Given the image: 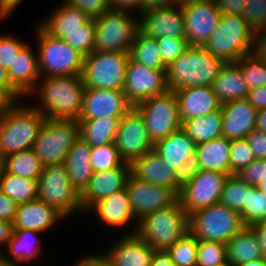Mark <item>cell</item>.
<instances>
[{
    "label": "cell",
    "mask_w": 266,
    "mask_h": 266,
    "mask_svg": "<svg viewBox=\"0 0 266 266\" xmlns=\"http://www.w3.org/2000/svg\"><path fill=\"white\" fill-rule=\"evenodd\" d=\"M84 93L82 76L69 75L41 78L30 95H36L39 105L32 106L46 118L78 120Z\"/></svg>",
    "instance_id": "cell-1"
},
{
    "label": "cell",
    "mask_w": 266,
    "mask_h": 266,
    "mask_svg": "<svg viewBox=\"0 0 266 266\" xmlns=\"http://www.w3.org/2000/svg\"><path fill=\"white\" fill-rule=\"evenodd\" d=\"M256 38L243 15H222L203 47L224 63H233L255 52Z\"/></svg>",
    "instance_id": "cell-2"
},
{
    "label": "cell",
    "mask_w": 266,
    "mask_h": 266,
    "mask_svg": "<svg viewBox=\"0 0 266 266\" xmlns=\"http://www.w3.org/2000/svg\"><path fill=\"white\" fill-rule=\"evenodd\" d=\"M46 117L29 104L17 103L0 117V162L32 149Z\"/></svg>",
    "instance_id": "cell-3"
},
{
    "label": "cell",
    "mask_w": 266,
    "mask_h": 266,
    "mask_svg": "<svg viewBox=\"0 0 266 266\" xmlns=\"http://www.w3.org/2000/svg\"><path fill=\"white\" fill-rule=\"evenodd\" d=\"M224 62L212 56L204 47L189 46L166 68L168 89L211 86Z\"/></svg>",
    "instance_id": "cell-4"
},
{
    "label": "cell",
    "mask_w": 266,
    "mask_h": 266,
    "mask_svg": "<svg viewBox=\"0 0 266 266\" xmlns=\"http://www.w3.org/2000/svg\"><path fill=\"white\" fill-rule=\"evenodd\" d=\"M189 233V216L179 200L138 220L135 234L155 250H167Z\"/></svg>",
    "instance_id": "cell-5"
},
{
    "label": "cell",
    "mask_w": 266,
    "mask_h": 266,
    "mask_svg": "<svg viewBox=\"0 0 266 266\" xmlns=\"http://www.w3.org/2000/svg\"><path fill=\"white\" fill-rule=\"evenodd\" d=\"M36 25L34 35L38 43L36 46L41 78L81 75L84 56L63 39L53 37L38 23Z\"/></svg>",
    "instance_id": "cell-6"
},
{
    "label": "cell",
    "mask_w": 266,
    "mask_h": 266,
    "mask_svg": "<svg viewBox=\"0 0 266 266\" xmlns=\"http://www.w3.org/2000/svg\"><path fill=\"white\" fill-rule=\"evenodd\" d=\"M79 136L80 124L77 120L46 118L32 150L44 167L63 164Z\"/></svg>",
    "instance_id": "cell-7"
},
{
    "label": "cell",
    "mask_w": 266,
    "mask_h": 266,
    "mask_svg": "<svg viewBox=\"0 0 266 266\" xmlns=\"http://www.w3.org/2000/svg\"><path fill=\"white\" fill-rule=\"evenodd\" d=\"M244 227L239 212L229 209L220 202L189 216V232L198 240L226 244Z\"/></svg>",
    "instance_id": "cell-8"
},
{
    "label": "cell",
    "mask_w": 266,
    "mask_h": 266,
    "mask_svg": "<svg viewBox=\"0 0 266 266\" xmlns=\"http://www.w3.org/2000/svg\"><path fill=\"white\" fill-rule=\"evenodd\" d=\"M135 17V18H134ZM95 50L129 53L139 31V17L109 10L94 18Z\"/></svg>",
    "instance_id": "cell-9"
},
{
    "label": "cell",
    "mask_w": 266,
    "mask_h": 266,
    "mask_svg": "<svg viewBox=\"0 0 266 266\" xmlns=\"http://www.w3.org/2000/svg\"><path fill=\"white\" fill-rule=\"evenodd\" d=\"M129 53L94 50L84 56L82 78L85 88L123 90Z\"/></svg>",
    "instance_id": "cell-10"
},
{
    "label": "cell",
    "mask_w": 266,
    "mask_h": 266,
    "mask_svg": "<svg viewBox=\"0 0 266 266\" xmlns=\"http://www.w3.org/2000/svg\"><path fill=\"white\" fill-rule=\"evenodd\" d=\"M38 198L53 206L65 218L82 213L80 194L72 186L64 164L48 165L38 178Z\"/></svg>",
    "instance_id": "cell-11"
},
{
    "label": "cell",
    "mask_w": 266,
    "mask_h": 266,
    "mask_svg": "<svg viewBox=\"0 0 266 266\" xmlns=\"http://www.w3.org/2000/svg\"><path fill=\"white\" fill-rule=\"evenodd\" d=\"M229 175L217 171L192 169L183 178L179 202L190 216L198 210L219 203Z\"/></svg>",
    "instance_id": "cell-12"
},
{
    "label": "cell",
    "mask_w": 266,
    "mask_h": 266,
    "mask_svg": "<svg viewBox=\"0 0 266 266\" xmlns=\"http://www.w3.org/2000/svg\"><path fill=\"white\" fill-rule=\"evenodd\" d=\"M143 117L149 139L154 144L182 127L174 91L148 98L134 107Z\"/></svg>",
    "instance_id": "cell-13"
},
{
    "label": "cell",
    "mask_w": 266,
    "mask_h": 266,
    "mask_svg": "<svg viewBox=\"0 0 266 266\" xmlns=\"http://www.w3.org/2000/svg\"><path fill=\"white\" fill-rule=\"evenodd\" d=\"M124 92L127 100L135 107L140 102L166 93V70H156L143 64L128 61Z\"/></svg>",
    "instance_id": "cell-14"
},
{
    "label": "cell",
    "mask_w": 266,
    "mask_h": 266,
    "mask_svg": "<svg viewBox=\"0 0 266 266\" xmlns=\"http://www.w3.org/2000/svg\"><path fill=\"white\" fill-rule=\"evenodd\" d=\"M114 144L128 163L153 150L143 117L134 107L121 118Z\"/></svg>",
    "instance_id": "cell-15"
},
{
    "label": "cell",
    "mask_w": 266,
    "mask_h": 266,
    "mask_svg": "<svg viewBox=\"0 0 266 266\" xmlns=\"http://www.w3.org/2000/svg\"><path fill=\"white\" fill-rule=\"evenodd\" d=\"M130 205L135 219L174 205L179 195L172 189L142 181L132 174L126 183Z\"/></svg>",
    "instance_id": "cell-16"
},
{
    "label": "cell",
    "mask_w": 266,
    "mask_h": 266,
    "mask_svg": "<svg viewBox=\"0 0 266 266\" xmlns=\"http://www.w3.org/2000/svg\"><path fill=\"white\" fill-rule=\"evenodd\" d=\"M182 11L189 46L203 47L222 16L215 0H201Z\"/></svg>",
    "instance_id": "cell-17"
},
{
    "label": "cell",
    "mask_w": 266,
    "mask_h": 266,
    "mask_svg": "<svg viewBox=\"0 0 266 266\" xmlns=\"http://www.w3.org/2000/svg\"><path fill=\"white\" fill-rule=\"evenodd\" d=\"M132 108L124 90L85 88L78 119L123 117Z\"/></svg>",
    "instance_id": "cell-18"
},
{
    "label": "cell",
    "mask_w": 266,
    "mask_h": 266,
    "mask_svg": "<svg viewBox=\"0 0 266 266\" xmlns=\"http://www.w3.org/2000/svg\"><path fill=\"white\" fill-rule=\"evenodd\" d=\"M139 16V31L146 36L186 39L182 8L171 6L144 10Z\"/></svg>",
    "instance_id": "cell-19"
},
{
    "label": "cell",
    "mask_w": 266,
    "mask_h": 266,
    "mask_svg": "<svg viewBox=\"0 0 266 266\" xmlns=\"http://www.w3.org/2000/svg\"><path fill=\"white\" fill-rule=\"evenodd\" d=\"M153 151L183 178L192 170L196 143L182 130L158 140Z\"/></svg>",
    "instance_id": "cell-20"
},
{
    "label": "cell",
    "mask_w": 266,
    "mask_h": 266,
    "mask_svg": "<svg viewBox=\"0 0 266 266\" xmlns=\"http://www.w3.org/2000/svg\"><path fill=\"white\" fill-rule=\"evenodd\" d=\"M130 174L131 164L128 162L121 167L94 172L88 186L80 194L83 211L87 212L95 203L126 188Z\"/></svg>",
    "instance_id": "cell-21"
},
{
    "label": "cell",
    "mask_w": 266,
    "mask_h": 266,
    "mask_svg": "<svg viewBox=\"0 0 266 266\" xmlns=\"http://www.w3.org/2000/svg\"><path fill=\"white\" fill-rule=\"evenodd\" d=\"M130 164L131 174L134 177L151 184L170 188L178 195L180 194L183 177L166 165L153 150L134 159Z\"/></svg>",
    "instance_id": "cell-22"
},
{
    "label": "cell",
    "mask_w": 266,
    "mask_h": 266,
    "mask_svg": "<svg viewBox=\"0 0 266 266\" xmlns=\"http://www.w3.org/2000/svg\"><path fill=\"white\" fill-rule=\"evenodd\" d=\"M64 219L66 218L53 206L37 198L18 204L13 228L14 230L25 229L44 233L55 228L53 226Z\"/></svg>",
    "instance_id": "cell-23"
},
{
    "label": "cell",
    "mask_w": 266,
    "mask_h": 266,
    "mask_svg": "<svg viewBox=\"0 0 266 266\" xmlns=\"http://www.w3.org/2000/svg\"><path fill=\"white\" fill-rule=\"evenodd\" d=\"M90 209V211L93 210L92 212L103 223V226L111 229L126 228L128 224L130 225V223L134 222L135 228L127 234H135L138 221H136L133 215L126 188L95 203Z\"/></svg>",
    "instance_id": "cell-24"
},
{
    "label": "cell",
    "mask_w": 266,
    "mask_h": 266,
    "mask_svg": "<svg viewBox=\"0 0 266 266\" xmlns=\"http://www.w3.org/2000/svg\"><path fill=\"white\" fill-rule=\"evenodd\" d=\"M181 121L189 120L222 108L211 86L185 87L174 91Z\"/></svg>",
    "instance_id": "cell-25"
},
{
    "label": "cell",
    "mask_w": 266,
    "mask_h": 266,
    "mask_svg": "<svg viewBox=\"0 0 266 266\" xmlns=\"http://www.w3.org/2000/svg\"><path fill=\"white\" fill-rule=\"evenodd\" d=\"M222 112L223 138H246L255 129L258 110L246 98L222 104Z\"/></svg>",
    "instance_id": "cell-26"
},
{
    "label": "cell",
    "mask_w": 266,
    "mask_h": 266,
    "mask_svg": "<svg viewBox=\"0 0 266 266\" xmlns=\"http://www.w3.org/2000/svg\"><path fill=\"white\" fill-rule=\"evenodd\" d=\"M155 249L136 234L116 239L105 253L115 266H150Z\"/></svg>",
    "instance_id": "cell-27"
},
{
    "label": "cell",
    "mask_w": 266,
    "mask_h": 266,
    "mask_svg": "<svg viewBox=\"0 0 266 266\" xmlns=\"http://www.w3.org/2000/svg\"><path fill=\"white\" fill-rule=\"evenodd\" d=\"M11 84L25 97L30 96L41 79L37 53L25 45L7 70Z\"/></svg>",
    "instance_id": "cell-28"
},
{
    "label": "cell",
    "mask_w": 266,
    "mask_h": 266,
    "mask_svg": "<svg viewBox=\"0 0 266 266\" xmlns=\"http://www.w3.org/2000/svg\"><path fill=\"white\" fill-rule=\"evenodd\" d=\"M231 140L220 137L196 144L192 169L217 171L230 175Z\"/></svg>",
    "instance_id": "cell-29"
},
{
    "label": "cell",
    "mask_w": 266,
    "mask_h": 266,
    "mask_svg": "<svg viewBox=\"0 0 266 266\" xmlns=\"http://www.w3.org/2000/svg\"><path fill=\"white\" fill-rule=\"evenodd\" d=\"M91 147L79 136L64 161L72 186L81 194L88 186L94 171L91 165Z\"/></svg>",
    "instance_id": "cell-30"
},
{
    "label": "cell",
    "mask_w": 266,
    "mask_h": 266,
    "mask_svg": "<svg viewBox=\"0 0 266 266\" xmlns=\"http://www.w3.org/2000/svg\"><path fill=\"white\" fill-rule=\"evenodd\" d=\"M42 232L34 230L19 229L14 230L11 240L7 243L6 248L9 253L6 255L1 252L0 256L7 262L13 263H33L42 259V240L40 241ZM40 235V236H38Z\"/></svg>",
    "instance_id": "cell-31"
},
{
    "label": "cell",
    "mask_w": 266,
    "mask_h": 266,
    "mask_svg": "<svg viewBox=\"0 0 266 266\" xmlns=\"http://www.w3.org/2000/svg\"><path fill=\"white\" fill-rule=\"evenodd\" d=\"M47 19L37 22L47 33L53 37L63 39L69 32L78 30L90 17L80 9L74 8L66 1L54 8Z\"/></svg>",
    "instance_id": "cell-32"
},
{
    "label": "cell",
    "mask_w": 266,
    "mask_h": 266,
    "mask_svg": "<svg viewBox=\"0 0 266 266\" xmlns=\"http://www.w3.org/2000/svg\"><path fill=\"white\" fill-rule=\"evenodd\" d=\"M211 87L222 104L245 99L250 91L240 67L235 62L224 63Z\"/></svg>",
    "instance_id": "cell-33"
},
{
    "label": "cell",
    "mask_w": 266,
    "mask_h": 266,
    "mask_svg": "<svg viewBox=\"0 0 266 266\" xmlns=\"http://www.w3.org/2000/svg\"><path fill=\"white\" fill-rule=\"evenodd\" d=\"M226 253L227 260L235 266L263 258L259 239L249 226L228 240Z\"/></svg>",
    "instance_id": "cell-34"
},
{
    "label": "cell",
    "mask_w": 266,
    "mask_h": 266,
    "mask_svg": "<svg viewBox=\"0 0 266 266\" xmlns=\"http://www.w3.org/2000/svg\"><path fill=\"white\" fill-rule=\"evenodd\" d=\"M122 117L78 119L80 137L91 147L114 143Z\"/></svg>",
    "instance_id": "cell-35"
},
{
    "label": "cell",
    "mask_w": 266,
    "mask_h": 266,
    "mask_svg": "<svg viewBox=\"0 0 266 266\" xmlns=\"http://www.w3.org/2000/svg\"><path fill=\"white\" fill-rule=\"evenodd\" d=\"M222 108L205 116L182 121L181 129L196 143L222 137Z\"/></svg>",
    "instance_id": "cell-36"
},
{
    "label": "cell",
    "mask_w": 266,
    "mask_h": 266,
    "mask_svg": "<svg viewBox=\"0 0 266 266\" xmlns=\"http://www.w3.org/2000/svg\"><path fill=\"white\" fill-rule=\"evenodd\" d=\"M0 191L17 204L30 202L38 198V180L11 174L0 165Z\"/></svg>",
    "instance_id": "cell-37"
},
{
    "label": "cell",
    "mask_w": 266,
    "mask_h": 266,
    "mask_svg": "<svg viewBox=\"0 0 266 266\" xmlns=\"http://www.w3.org/2000/svg\"><path fill=\"white\" fill-rule=\"evenodd\" d=\"M9 173L32 180H38L44 166L32 149L14 153L0 162Z\"/></svg>",
    "instance_id": "cell-38"
},
{
    "label": "cell",
    "mask_w": 266,
    "mask_h": 266,
    "mask_svg": "<svg viewBox=\"0 0 266 266\" xmlns=\"http://www.w3.org/2000/svg\"><path fill=\"white\" fill-rule=\"evenodd\" d=\"M129 55L133 61L146 67L156 70H166L167 68L160 55L156 38L146 36L140 31L136 34Z\"/></svg>",
    "instance_id": "cell-39"
},
{
    "label": "cell",
    "mask_w": 266,
    "mask_h": 266,
    "mask_svg": "<svg viewBox=\"0 0 266 266\" xmlns=\"http://www.w3.org/2000/svg\"><path fill=\"white\" fill-rule=\"evenodd\" d=\"M245 226L266 220V194L256 186L248 185L246 204L239 212Z\"/></svg>",
    "instance_id": "cell-40"
},
{
    "label": "cell",
    "mask_w": 266,
    "mask_h": 266,
    "mask_svg": "<svg viewBox=\"0 0 266 266\" xmlns=\"http://www.w3.org/2000/svg\"><path fill=\"white\" fill-rule=\"evenodd\" d=\"M235 63L240 67L250 90L266 86V60L256 52L243 56Z\"/></svg>",
    "instance_id": "cell-41"
},
{
    "label": "cell",
    "mask_w": 266,
    "mask_h": 266,
    "mask_svg": "<svg viewBox=\"0 0 266 266\" xmlns=\"http://www.w3.org/2000/svg\"><path fill=\"white\" fill-rule=\"evenodd\" d=\"M247 193L248 184L237 175H229L222 190L220 203L240 212L246 204Z\"/></svg>",
    "instance_id": "cell-42"
},
{
    "label": "cell",
    "mask_w": 266,
    "mask_h": 266,
    "mask_svg": "<svg viewBox=\"0 0 266 266\" xmlns=\"http://www.w3.org/2000/svg\"><path fill=\"white\" fill-rule=\"evenodd\" d=\"M63 40L81 55H90L95 50L94 18H90L85 24L81 25L78 30L69 32Z\"/></svg>",
    "instance_id": "cell-43"
},
{
    "label": "cell",
    "mask_w": 266,
    "mask_h": 266,
    "mask_svg": "<svg viewBox=\"0 0 266 266\" xmlns=\"http://www.w3.org/2000/svg\"><path fill=\"white\" fill-rule=\"evenodd\" d=\"M197 246L198 239L189 232L167 252L175 266H197Z\"/></svg>",
    "instance_id": "cell-44"
},
{
    "label": "cell",
    "mask_w": 266,
    "mask_h": 266,
    "mask_svg": "<svg viewBox=\"0 0 266 266\" xmlns=\"http://www.w3.org/2000/svg\"><path fill=\"white\" fill-rule=\"evenodd\" d=\"M90 160L94 172L121 167L125 163L114 143L91 148Z\"/></svg>",
    "instance_id": "cell-45"
},
{
    "label": "cell",
    "mask_w": 266,
    "mask_h": 266,
    "mask_svg": "<svg viewBox=\"0 0 266 266\" xmlns=\"http://www.w3.org/2000/svg\"><path fill=\"white\" fill-rule=\"evenodd\" d=\"M227 260L226 244L198 240L197 266H216Z\"/></svg>",
    "instance_id": "cell-46"
},
{
    "label": "cell",
    "mask_w": 266,
    "mask_h": 266,
    "mask_svg": "<svg viewBox=\"0 0 266 266\" xmlns=\"http://www.w3.org/2000/svg\"><path fill=\"white\" fill-rule=\"evenodd\" d=\"M255 159L253 149L246 138L231 140L230 175H236Z\"/></svg>",
    "instance_id": "cell-47"
},
{
    "label": "cell",
    "mask_w": 266,
    "mask_h": 266,
    "mask_svg": "<svg viewBox=\"0 0 266 266\" xmlns=\"http://www.w3.org/2000/svg\"><path fill=\"white\" fill-rule=\"evenodd\" d=\"M243 17L256 35L266 29V0H246Z\"/></svg>",
    "instance_id": "cell-48"
},
{
    "label": "cell",
    "mask_w": 266,
    "mask_h": 266,
    "mask_svg": "<svg viewBox=\"0 0 266 266\" xmlns=\"http://www.w3.org/2000/svg\"><path fill=\"white\" fill-rule=\"evenodd\" d=\"M156 42L162 60L166 66L175 61L189 47L187 39L160 37L156 38Z\"/></svg>",
    "instance_id": "cell-49"
},
{
    "label": "cell",
    "mask_w": 266,
    "mask_h": 266,
    "mask_svg": "<svg viewBox=\"0 0 266 266\" xmlns=\"http://www.w3.org/2000/svg\"><path fill=\"white\" fill-rule=\"evenodd\" d=\"M14 35L0 34V66L9 69L19 51L27 44Z\"/></svg>",
    "instance_id": "cell-50"
},
{
    "label": "cell",
    "mask_w": 266,
    "mask_h": 266,
    "mask_svg": "<svg viewBox=\"0 0 266 266\" xmlns=\"http://www.w3.org/2000/svg\"><path fill=\"white\" fill-rule=\"evenodd\" d=\"M248 185L257 186L266 178V159H255L236 174Z\"/></svg>",
    "instance_id": "cell-51"
},
{
    "label": "cell",
    "mask_w": 266,
    "mask_h": 266,
    "mask_svg": "<svg viewBox=\"0 0 266 266\" xmlns=\"http://www.w3.org/2000/svg\"><path fill=\"white\" fill-rule=\"evenodd\" d=\"M74 8L80 9L90 18L100 16L109 11V3L107 0H64Z\"/></svg>",
    "instance_id": "cell-52"
},
{
    "label": "cell",
    "mask_w": 266,
    "mask_h": 266,
    "mask_svg": "<svg viewBox=\"0 0 266 266\" xmlns=\"http://www.w3.org/2000/svg\"><path fill=\"white\" fill-rule=\"evenodd\" d=\"M256 159H266V133L254 129L247 137Z\"/></svg>",
    "instance_id": "cell-53"
},
{
    "label": "cell",
    "mask_w": 266,
    "mask_h": 266,
    "mask_svg": "<svg viewBox=\"0 0 266 266\" xmlns=\"http://www.w3.org/2000/svg\"><path fill=\"white\" fill-rule=\"evenodd\" d=\"M110 10L128 12L134 15L144 11V0H107ZM134 11V12H133ZM133 12V13H132Z\"/></svg>",
    "instance_id": "cell-54"
},
{
    "label": "cell",
    "mask_w": 266,
    "mask_h": 266,
    "mask_svg": "<svg viewBox=\"0 0 266 266\" xmlns=\"http://www.w3.org/2000/svg\"><path fill=\"white\" fill-rule=\"evenodd\" d=\"M18 204L0 191V220L14 221Z\"/></svg>",
    "instance_id": "cell-55"
},
{
    "label": "cell",
    "mask_w": 266,
    "mask_h": 266,
    "mask_svg": "<svg viewBox=\"0 0 266 266\" xmlns=\"http://www.w3.org/2000/svg\"><path fill=\"white\" fill-rule=\"evenodd\" d=\"M246 0H215L222 15H243Z\"/></svg>",
    "instance_id": "cell-56"
},
{
    "label": "cell",
    "mask_w": 266,
    "mask_h": 266,
    "mask_svg": "<svg viewBox=\"0 0 266 266\" xmlns=\"http://www.w3.org/2000/svg\"><path fill=\"white\" fill-rule=\"evenodd\" d=\"M256 109H266V86L251 89L246 98Z\"/></svg>",
    "instance_id": "cell-57"
},
{
    "label": "cell",
    "mask_w": 266,
    "mask_h": 266,
    "mask_svg": "<svg viewBox=\"0 0 266 266\" xmlns=\"http://www.w3.org/2000/svg\"><path fill=\"white\" fill-rule=\"evenodd\" d=\"M20 102L7 88L0 87V117Z\"/></svg>",
    "instance_id": "cell-58"
},
{
    "label": "cell",
    "mask_w": 266,
    "mask_h": 266,
    "mask_svg": "<svg viewBox=\"0 0 266 266\" xmlns=\"http://www.w3.org/2000/svg\"><path fill=\"white\" fill-rule=\"evenodd\" d=\"M24 0H0V21L7 19Z\"/></svg>",
    "instance_id": "cell-59"
},
{
    "label": "cell",
    "mask_w": 266,
    "mask_h": 266,
    "mask_svg": "<svg viewBox=\"0 0 266 266\" xmlns=\"http://www.w3.org/2000/svg\"><path fill=\"white\" fill-rule=\"evenodd\" d=\"M13 231L14 228L12 221L0 220V254L2 252V245L5 247L11 240Z\"/></svg>",
    "instance_id": "cell-60"
},
{
    "label": "cell",
    "mask_w": 266,
    "mask_h": 266,
    "mask_svg": "<svg viewBox=\"0 0 266 266\" xmlns=\"http://www.w3.org/2000/svg\"><path fill=\"white\" fill-rule=\"evenodd\" d=\"M257 235L262 251V257L266 259V220L260 221L250 226Z\"/></svg>",
    "instance_id": "cell-61"
},
{
    "label": "cell",
    "mask_w": 266,
    "mask_h": 266,
    "mask_svg": "<svg viewBox=\"0 0 266 266\" xmlns=\"http://www.w3.org/2000/svg\"><path fill=\"white\" fill-rule=\"evenodd\" d=\"M150 266H175L167 250H155Z\"/></svg>",
    "instance_id": "cell-62"
},
{
    "label": "cell",
    "mask_w": 266,
    "mask_h": 266,
    "mask_svg": "<svg viewBox=\"0 0 266 266\" xmlns=\"http://www.w3.org/2000/svg\"><path fill=\"white\" fill-rule=\"evenodd\" d=\"M0 87L7 88L18 100L24 96L11 84L6 69L0 66Z\"/></svg>",
    "instance_id": "cell-63"
},
{
    "label": "cell",
    "mask_w": 266,
    "mask_h": 266,
    "mask_svg": "<svg viewBox=\"0 0 266 266\" xmlns=\"http://www.w3.org/2000/svg\"><path fill=\"white\" fill-rule=\"evenodd\" d=\"M255 52L266 60V29L257 34Z\"/></svg>",
    "instance_id": "cell-64"
},
{
    "label": "cell",
    "mask_w": 266,
    "mask_h": 266,
    "mask_svg": "<svg viewBox=\"0 0 266 266\" xmlns=\"http://www.w3.org/2000/svg\"><path fill=\"white\" fill-rule=\"evenodd\" d=\"M174 6V0H144V10Z\"/></svg>",
    "instance_id": "cell-65"
},
{
    "label": "cell",
    "mask_w": 266,
    "mask_h": 266,
    "mask_svg": "<svg viewBox=\"0 0 266 266\" xmlns=\"http://www.w3.org/2000/svg\"><path fill=\"white\" fill-rule=\"evenodd\" d=\"M73 266H98V254L82 256Z\"/></svg>",
    "instance_id": "cell-66"
},
{
    "label": "cell",
    "mask_w": 266,
    "mask_h": 266,
    "mask_svg": "<svg viewBox=\"0 0 266 266\" xmlns=\"http://www.w3.org/2000/svg\"><path fill=\"white\" fill-rule=\"evenodd\" d=\"M255 129L266 133V109L258 110Z\"/></svg>",
    "instance_id": "cell-67"
},
{
    "label": "cell",
    "mask_w": 266,
    "mask_h": 266,
    "mask_svg": "<svg viewBox=\"0 0 266 266\" xmlns=\"http://www.w3.org/2000/svg\"><path fill=\"white\" fill-rule=\"evenodd\" d=\"M103 254H98V266H115L108 256L105 253Z\"/></svg>",
    "instance_id": "cell-68"
},
{
    "label": "cell",
    "mask_w": 266,
    "mask_h": 266,
    "mask_svg": "<svg viewBox=\"0 0 266 266\" xmlns=\"http://www.w3.org/2000/svg\"><path fill=\"white\" fill-rule=\"evenodd\" d=\"M201 0H174V6L184 8Z\"/></svg>",
    "instance_id": "cell-69"
},
{
    "label": "cell",
    "mask_w": 266,
    "mask_h": 266,
    "mask_svg": "<svg viewBox=\"0 0 266 266\" xmlns=\"http://www.w3.org/2000/svg\"><path fill=\"white\" fill-rule=\"evenodd\" d=\"M237 266H266V259L260 258Z\"/></svg>",
    "instance_id": "cell-70"
},
{
    "label": "cell",
    "mask_w": 266,
    "mask_h": 266,
    "mask_svg": "<svg viewBox=\"0 0 266 266\" xmlns=\"http://www.w3.org/2000/svg\"><path fill=\"white\" fill-rule=\"evenodd\" d=\"M0 266H21L18 263L7 262L0 256Z\"/></svg>",
    "instance_id": "cell-71"
},
{
    "label": "cell",
    "mask_w": 266,
    "mask_h": 266,
    "mask_svg": "<svg viewBox=\"0 0 266 266\" xmlns=\"http://www.w3.org/2000/svg\"><path fill=\"white\" fill-rule=\"evenodd\" d=\"M256 187L266 194V178L261 181Z\"/></svg>",
    "instance_id": "cell-72"
},
{
    "label": "cell",
    "mask_w": 266,
    "mask_h": 266,
    "mask_svg": "<svg viewBox=\"0 0 266 266\" xmlns=\"http://www.w3.org/2000/svg\"><path fill=\"white\" fill-rule=\"evenodd\" d=\"M216 266H235V265H233L231 262H229V261H225V262H223V263H221V264H218V265H216Z\"/></svg>",
    "instance_id": "cell-73"
}]
</instances>
